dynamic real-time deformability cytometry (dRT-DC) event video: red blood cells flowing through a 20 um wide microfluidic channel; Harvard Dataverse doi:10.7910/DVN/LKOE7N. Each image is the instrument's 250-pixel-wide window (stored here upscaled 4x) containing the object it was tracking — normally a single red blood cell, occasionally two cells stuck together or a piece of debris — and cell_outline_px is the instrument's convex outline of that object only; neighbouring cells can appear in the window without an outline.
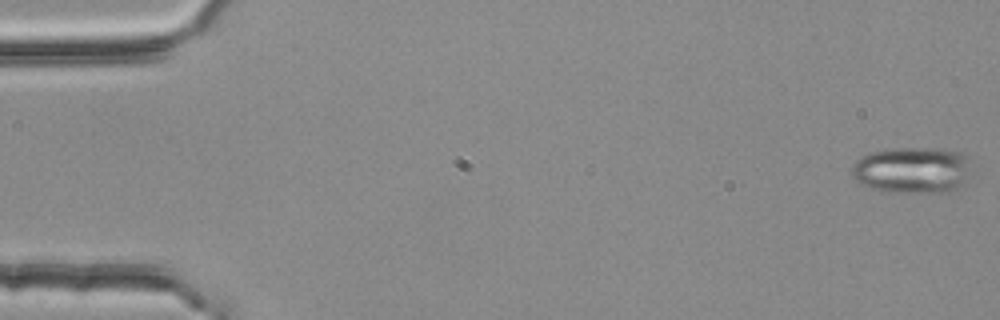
{"species": "common noctule bat (a hibernating species)", "species_latin": "Nyctalus noctula", "temperature_condition": "room temperature", "stored_images_in_passage": 4, "camera_frame_rate_fps": 3000, "um_per_image_px": 0.085, "animal": {"sex": "female", "body_mass_g": 25.1}, "frame": {"image": 1, "passage_image": 1, "time_ms": 0.0, "image_size_px": [1000, 320], "cell_outline_px": [[968, 160], [964, 176], [960, 188], [956, 192], [892, 192], [872, 188], [856, 180], [852, 176], [852, 168], [856, 160], [860, 156], [872, 152], [896, 148], [940, 148], [960, 152]], "centroid_in_image_um": [77.5, 14.45], "position_along_channel_um": 7.5, "area_um2": 31.85}}